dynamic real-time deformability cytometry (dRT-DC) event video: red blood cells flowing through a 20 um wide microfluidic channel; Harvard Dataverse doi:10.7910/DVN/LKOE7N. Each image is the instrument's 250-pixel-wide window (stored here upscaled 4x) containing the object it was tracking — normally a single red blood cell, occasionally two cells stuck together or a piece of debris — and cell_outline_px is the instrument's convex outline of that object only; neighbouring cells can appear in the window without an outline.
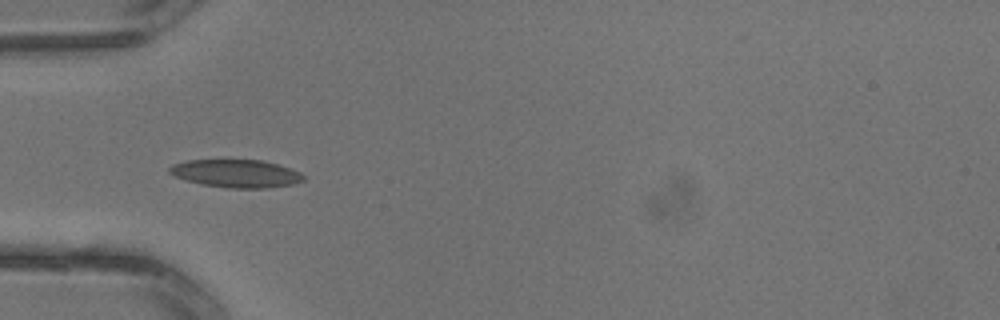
{"species": "common noctule bat (a hibernating species)", "species_latin": "Nyctalus noctula", "temperature_condition": "warm", "stored_images_in_passage": 3, "camera_frame_rate_fps": 3000, "um_per_image_px": 0.085, "animal": {"sex": "male", "body_mass_g": 13.3}, "frame": {"image": 1, "passage_image": 3, "time_ms": 0.667, "image_size_px": [1000, 320], "cell_outline_px": [[304, 180], [292, 184], [268, 188], [228, 188], [200, 184], [176, 176], [168, 172], [168, 168], [172, 164], [188, 160], [260, 160], [276, 164], [300, 172], [304, 176]], "centroid_in_image_um": [20.05, 14.75], "position_along_channel_um": 64.9, "area_um2": 21.62}}